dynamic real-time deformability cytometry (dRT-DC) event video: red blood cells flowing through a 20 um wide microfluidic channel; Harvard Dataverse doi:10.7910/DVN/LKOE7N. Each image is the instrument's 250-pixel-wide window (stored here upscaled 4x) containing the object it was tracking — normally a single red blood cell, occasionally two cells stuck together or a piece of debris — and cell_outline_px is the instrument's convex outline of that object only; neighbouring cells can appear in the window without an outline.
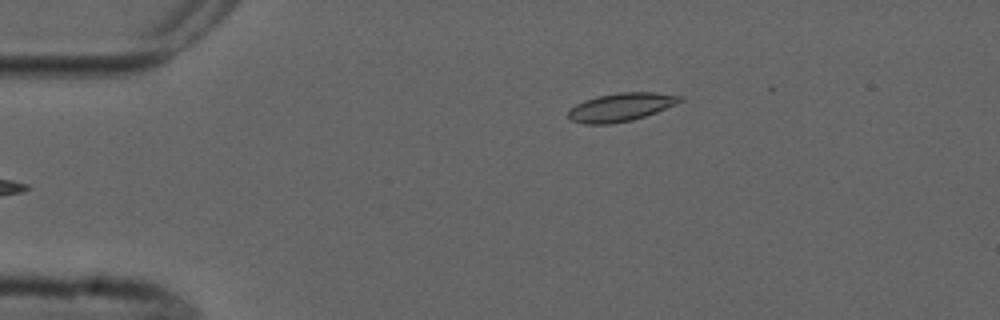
{"species": "common noctule bat (a hibernating species)", "species_latin": "Nyctalus noctula", "temperature_condition": "cold", "stored_images_in_passage": 6, "camera_frame_rate_fps": 3000, "um_per_image_px": 0.085, "animal": {"sex": "male", "forearm_length_mm": 52.5}, "frame": {"image": 1, "passage_image": 6, "time_ms": 5.667, "image_size_px": [1000, 320], "cell_outline_px": [[684, 100], [676, 104], [656, 112], [632, 120], [608, 124], [584, 124], [572, 120], [568, 116], [568, 112], [576, 104], [584, 100], [596, 96], [620, 92], [656, 92], [684, 96]], "centroid_in_image_um": [52.8, 9.09], "position_along_channel_um": 32.2, "area_um2": 18.38}}